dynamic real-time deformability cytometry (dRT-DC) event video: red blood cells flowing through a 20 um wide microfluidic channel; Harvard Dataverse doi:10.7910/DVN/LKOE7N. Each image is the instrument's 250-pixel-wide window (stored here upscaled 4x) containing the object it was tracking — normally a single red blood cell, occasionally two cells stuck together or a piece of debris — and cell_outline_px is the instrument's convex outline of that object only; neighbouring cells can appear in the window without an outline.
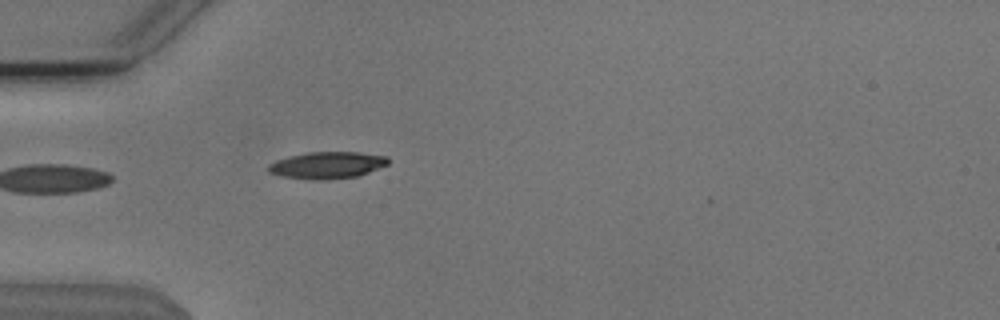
{"species": "Egyptian fruit bat (a non-hibernating species)", "species_latin": "Rousettus aegyptiacus", "temperature_condition": "cold", "stored_images_in_passage": 1, "camera_frame_rate_fps": 3000, "um_per_image_px": 0.085, "animal": {"sex": "male"}, "frame": {"image": 1, "passage_image": 1, "time_ms": 0.0, "image_size_px": [1000, 320], "cell_outline_px": [[388, 164], [368, 172], [356, 176], [324, 180], [312, 180], [284, 176], [268, 172], [268, 164], [276, 160], [288, 156], [308, 152], [360, 152], [388, 156]], "centroid_in_image_um": [27.8, 14.03], "position_along_channel_um": 57.2, "area_um2": 18.67}}